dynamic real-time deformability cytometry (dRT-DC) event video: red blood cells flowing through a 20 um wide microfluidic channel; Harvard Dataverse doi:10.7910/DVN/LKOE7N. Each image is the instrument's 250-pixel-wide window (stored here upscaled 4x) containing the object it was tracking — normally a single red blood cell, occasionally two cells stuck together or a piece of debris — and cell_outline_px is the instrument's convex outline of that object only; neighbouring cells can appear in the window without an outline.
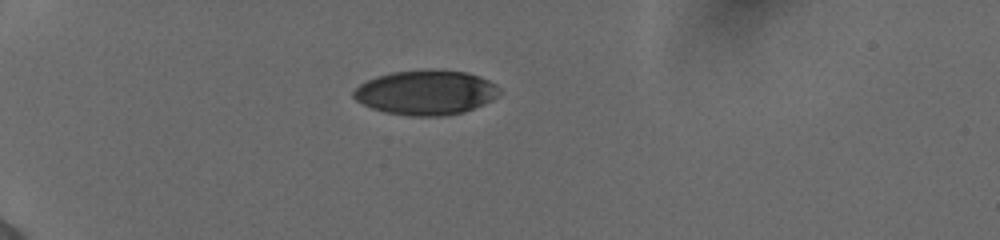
{"species": "human", "species_latin": "Homo sapiens", "temperature_condition": "cold", "stored_images_in_passage": 28, "camera_frame_rate_fps": 3000, "um_per_image_px": 0.085, "donor": {"sex": "female"}, "frame": {"image": 1, "passage_image": 1, "time_ms": 0.0, "image_size_px": [1000, 240], "cell_outline_px": [[500, 92], [492, 100], [484, 104], [464, 112], [440, 116], [408, 116], [384, 112], [372, 108], [356, 100], [352, 96], [352, 92], [360, 84], [376, 76], [392, 72], [468, 72], [480, 76], [496, 84], [500, 88]], "centroid_in_image_um": [36.2, 7.9], "position_along_channel_um": 48.8, "area_um2": 37.22}}
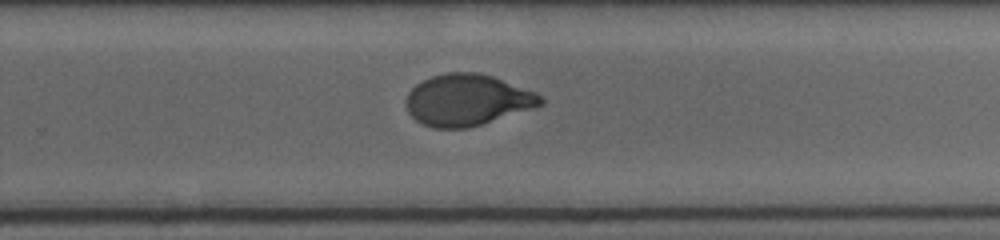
{"frame": {"image": 2, "passage_image": 16, "time_ms": 5.0, "image_size_px": [1000, 240], "cell_outline_px": [[544, 104], [532, 108], [468, 128], [436, 128], [424, 124], [416, 120], [408, 112], [404, 100], [408, 92], [416, 84], [432, 76], [448, 72], [476, 72], [492, 76], [536, 92], [544, 96]], "centroid_in_image_um": [39.71, 8.49], "position_along_channel_um": 290.1, "area_um2": 40.17}}
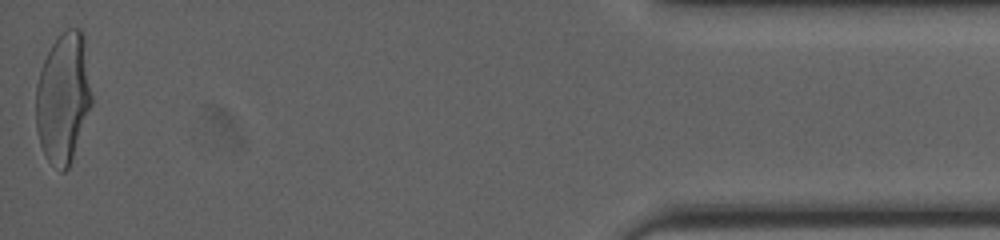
{"frame": {"image": 3, "passage_image": 28, "time_ms": 9.0, "image_size_px": [1000, 240], "cell_outline_px": [[92, 104], [68, 168], [64, 172], [60, 172], [44, 156], [40, 144], [36, 128], [36, 84], [44, 60], [52, 44], [60, 32], [68, 28], [80, 28], [84, 32], [92, 96]], "centroid_in_image_um": [5.38, 8.29], "position_along_channel_um": 429.8, "area_um2": 42.6}, "authors_computed_cell_mechanics": {"area_um2": 41.038, "velocity_mm_per_s": 3.9881, "shape_relaxation_time_tau1_ms": 3.3216, "shape_relaxation_time_tau2_ms": 0.7214, "deformation_change_tau1": 0.1685, "deformation_change_tau2": 0.0527}}